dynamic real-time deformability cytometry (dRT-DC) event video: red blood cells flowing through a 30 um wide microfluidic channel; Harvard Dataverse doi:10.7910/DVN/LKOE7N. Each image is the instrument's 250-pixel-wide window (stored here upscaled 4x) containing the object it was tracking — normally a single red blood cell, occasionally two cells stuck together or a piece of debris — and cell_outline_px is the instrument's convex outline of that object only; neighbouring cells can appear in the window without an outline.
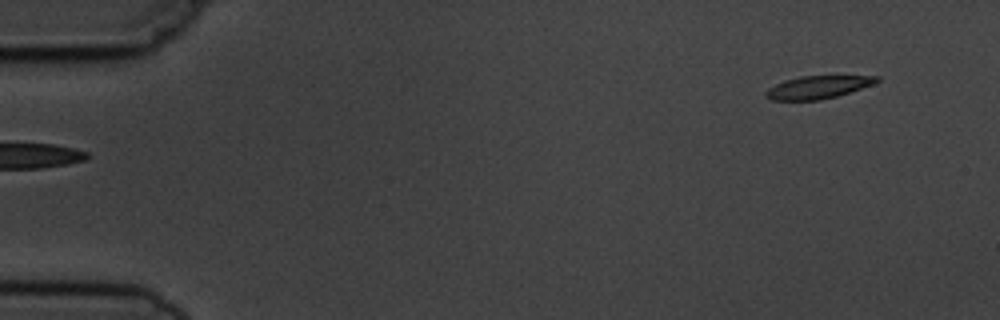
{"species": "common noctule bat (a hibernating species)", "species_latin": "Nyctalus noctula", "temperature_condition": "cold", "stored_images_in_passage": 5, "segment_of_instrument_passage": [2, 2], "camera_frame_rate_fps": 3000, "um_per_image_px": 0.085, "animal": {"sex": "male", "body_mass_g": 19.5, "forearm_length_mm": 54.6}, "frame": {"image": 1, "passage_image": 5, "time_ms": 4.667, "image_size_px": [1000, 320], "cell_outline_px": [[880, 80], [872, 84], [836, 96], [820, 100], [772, 100], [764, 96], [764, 92], [768, 88], [784, 80], [800, 76], [880, 76]], "centroid_in_image_um": [69.46, 7.41], "position_along_channel_um": 15.5, "area_um2": 14.57}}